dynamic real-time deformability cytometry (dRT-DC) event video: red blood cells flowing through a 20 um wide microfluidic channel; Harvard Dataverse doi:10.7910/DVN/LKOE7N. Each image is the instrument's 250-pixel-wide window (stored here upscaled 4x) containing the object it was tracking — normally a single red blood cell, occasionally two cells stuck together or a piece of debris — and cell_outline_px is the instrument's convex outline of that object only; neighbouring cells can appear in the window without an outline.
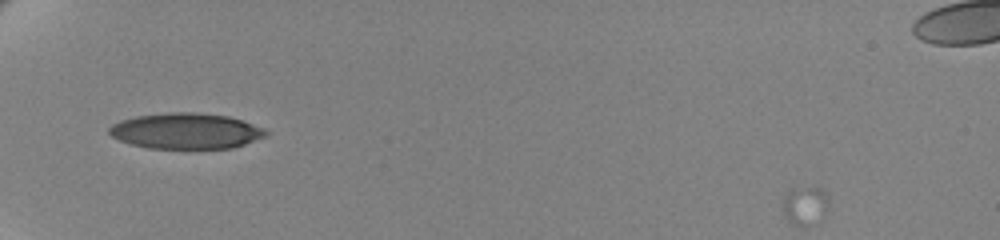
{"species": "human", "species_latin": "Homo sapiens", "temperature_condition": "cold", "stored_images_in_passage": 2, "camera_frame_rate_fps": 3000, "um_per_image_px": 0.085, "donor": {"sex": "female"}, "frame": {"image": 1, "passage_image": 1, "time_ms": 0.0, "image_size_px": [1000, 240], "cell_outline_px": [[268, 136], [232, 148], [148, 148], [132, 144], [120, 140], [112, 136], [108, 132], [108, 128], [112, 124], [120, 120], [136, 116], [168, 112], [192, 112], [228, 116], [264, 128], [268, 132]], "centroid_in_image_um": [15.8, 11.13], "position_along_channel_um": 69.2, "area_um2": 32.54}}